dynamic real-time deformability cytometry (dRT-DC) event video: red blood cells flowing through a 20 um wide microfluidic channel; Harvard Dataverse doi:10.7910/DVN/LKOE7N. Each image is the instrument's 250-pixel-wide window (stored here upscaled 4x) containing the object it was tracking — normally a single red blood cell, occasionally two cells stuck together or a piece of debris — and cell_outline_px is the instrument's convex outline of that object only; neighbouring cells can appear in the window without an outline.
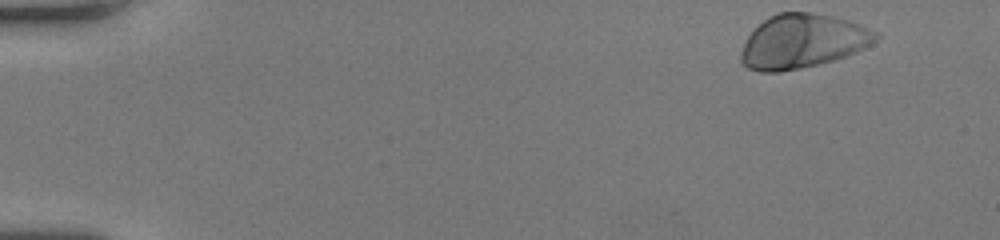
{"species": "human", "species_latin": "Homo sapiens", "temperature_condition": "room temperature", "stored_images_in_passage": 49, "camera_frame_rate_fps": 3000, "um_per_image_px": 0.085, "donor": {"sex": "female"}, "frame": {"image": 1, "passage_image": 1, "time_ms": 0.0, "image_size_px": [1000, 240], "cell_outline_px": [[880, 36], [872, 44], [864, 48], [844, 56], [820, 64], [780, 72], [760, 72], [748, 68], [740, 60], [740, 52], [748, 36], [764, 20], [780, 12], [812, 12], [832, 16], [848, 20], [868, 28]], "centroid_in_image_um": [68.2, 3.52], "position_along_channel_um": 16.8, "area_um2": 41.96}}
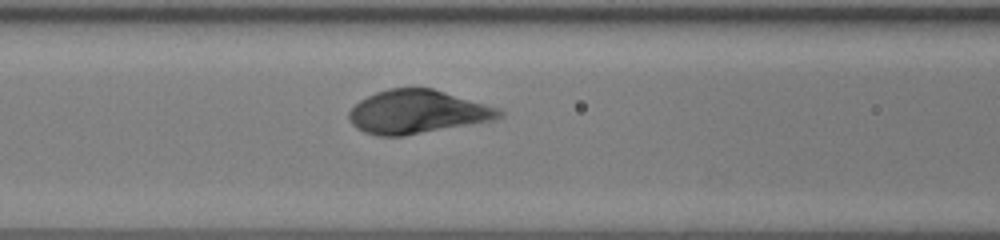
{"frame": {"image": 2, "passage_image": 20, "time_ms": 6.333, "image_size_px": [1000, 240], "cell_outline_px": [[504, 116], [496, 120], [404, 136], [376, 136], [364, 132], [356, 128], [348, 120], [348, 112], [360, 100], [376, 92], [388, 88], [432, 88], [484, 104], [496, 108], [504, 112]], "centroid_in_image_um": [35.45, 9.53], "position_along_channel_um": 131.2, "area_um2": 38.03}}
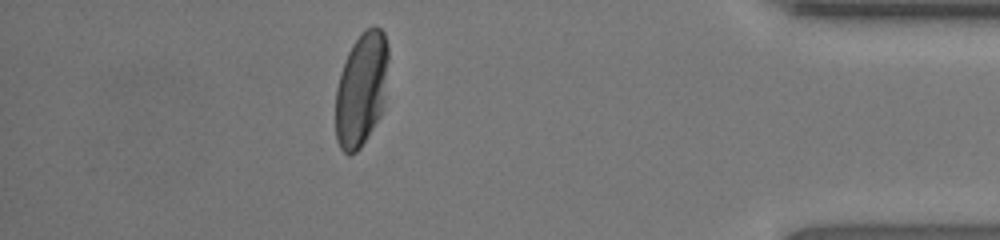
{"frame": {"image": 3, "passage_image": 43, "time_ms": 14.0, "image_size_px": [1000, 240], "cell_outline_px": [[388, 60], [380, 116], [360, 148], [356, 152], [348, 156], [340, 148], [336, 140], [336, 88], [340, 72], [348, 52], [352, 44], [368, 28], [376, 24], [384, 32], [388, 44]], "centroid_in_image_um": [30.69, 7.59], "position_along_channel_um": 404.5, "area_um2": 34.68}, "authors_computed_cell_mechanics": {"area_um2": 39.2462, "velocity_mm_per_s": 4.0555, "shape_relaxation_time_tau1_ms": 2.3164, "shape_relaxation_time_tau2_ms": null, "deformation_change_tau1": 0.172, "deformation_change_tau2": null}}